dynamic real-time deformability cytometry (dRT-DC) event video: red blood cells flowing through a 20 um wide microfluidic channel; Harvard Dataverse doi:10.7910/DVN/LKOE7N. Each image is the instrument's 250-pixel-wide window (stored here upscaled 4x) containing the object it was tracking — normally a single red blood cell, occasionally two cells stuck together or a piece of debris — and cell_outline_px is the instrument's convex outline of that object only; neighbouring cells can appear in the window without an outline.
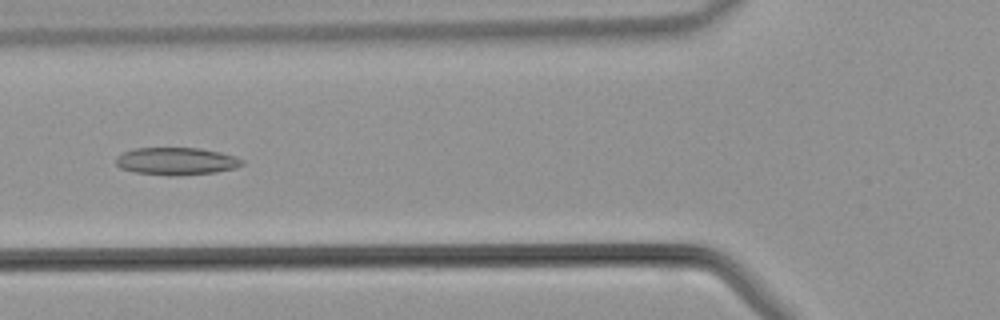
{"species": "common noctule bat (a hibernating species)", "species_latin": "Nyctalus noctula", "temperature_condition": "warm", "stored_images_in_passage": 43, "camera_frame_rate_fps": 3000, "um_per_image_px": 0.085, "animal": {"sex": "male", "body_mass_g": 21.5, "forearm_length_mm": 52.0}, "frame": {"image": 1, "passage_image": 16, "time_ms": 5.0, "image_size_px": [1000, 320], "cell_outline_px": [[244, 164], [236, 168], [216, 172], [176, 176], [168, 176], [136, 172], [120, 168], [116, 164], [116, 156], [124, 152], [136, 148], [200, 148], [220, 152], [236, 156], [244, 160]], "centroid_in_image_um": [15.02, 13.7], "position_along_channel_um": 110.8, "area_um2": 20.35}}
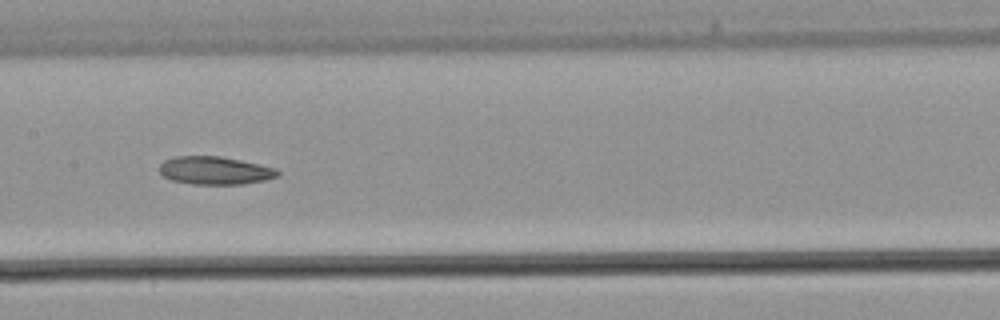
{"frame": {"image": 2, "passage_image": 21, "time_ms": 6.667, "image_size_px": [1000, 320], "cell_outline_px": [[280, 176], [264, 180], [244, 184], [192, 184], [172, 180], [164, 176], [160, 172], [160, 164], [164, 160], [176, 156], [220, 156], [240, 160], [276, 168], [280, 172]], "centroid_in_image_um": [18.28, 14.49], "position_along_channel_um": 189.1, "area_um2": 19.25}}
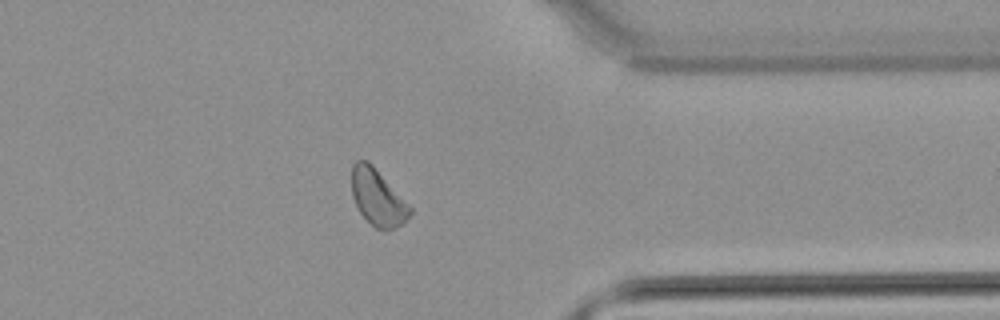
{"frame": {"image": 3, "passage_image": 34, "time_ms": 11.0, "image_size_px": [1000, 320], "cell_outline_px": [[412, 212], [400, 224], [392, 228], [376, 228], [360, 212], [352, 196], [352, 164], [356, 160], [368, 160], [372, 164], [412, 208]], "centroid_in_image_um": [32.07, 16.73], "position_along_channel_um": 379.3, "area_um2": 18.55}}